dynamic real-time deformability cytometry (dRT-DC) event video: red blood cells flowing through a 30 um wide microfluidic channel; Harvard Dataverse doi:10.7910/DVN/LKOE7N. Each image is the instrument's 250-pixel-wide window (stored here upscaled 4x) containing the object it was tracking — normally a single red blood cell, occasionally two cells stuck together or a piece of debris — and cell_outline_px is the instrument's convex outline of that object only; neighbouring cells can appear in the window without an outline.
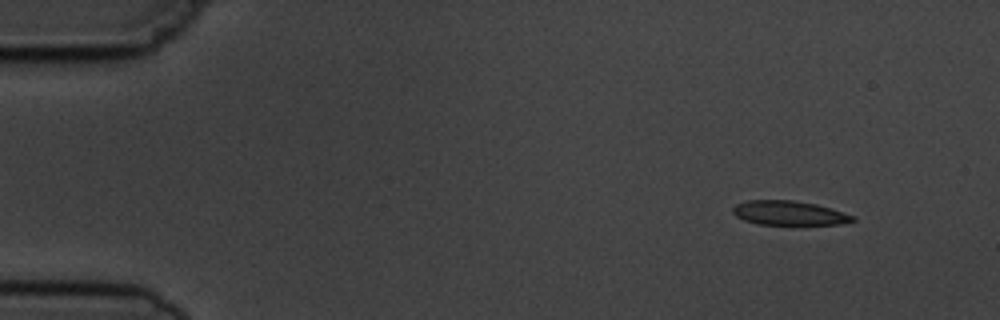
{"species": "common noctule bat (a hibernating species)", "species_latin": "Nyctalus noctula", "temperature_condition": "cold", "stored_images_in_passage": 4, "camera_frame_rate_fps": 3000, "um_per_image_px": 0.085, "animal": {"sex": "male", "body_mass_g": 19.5, "forearm_length_mm": 54.6}, "frame": {"image": 1, "passage_image": 1, "time_ms": 0.0, "image_size_px": [1000, 320], "cell_outline_px": [[856, 220], [840, 224], [800, 228], [756, 224], [744, 220], [736, 216], [732, 212], [732, 208], [736, 204], [748, 200], [792, 200], [816, 204], [832, 208], [856, 216]], "centroid_in_image_um": [67.13, 18.17], "position_along_channel_um": 17.9, "area_um2": 18.21}}
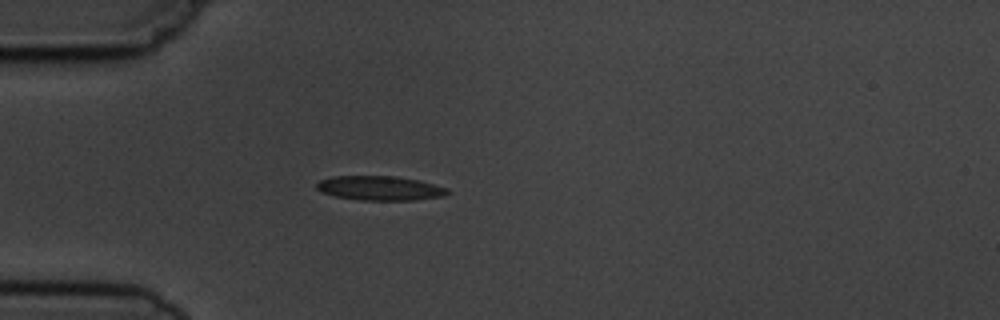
{"frame": {"image": 2, "passage_image": 4, "time_ms": 3.333, "image_size_px": [1000, 320], "cell_outline_px": [[452, 192], [444, 196], [412, 200], [360, 200], [336, 196], [320, 192], [316, 188], [316, 184], [320, 180], [332, 176], [396, 176], [416, 180], [448, 188]], "centroid_in_image_um": [32.28, 15.99], "position_along_channel_um": 52.7, "area_um2": 18.55}}